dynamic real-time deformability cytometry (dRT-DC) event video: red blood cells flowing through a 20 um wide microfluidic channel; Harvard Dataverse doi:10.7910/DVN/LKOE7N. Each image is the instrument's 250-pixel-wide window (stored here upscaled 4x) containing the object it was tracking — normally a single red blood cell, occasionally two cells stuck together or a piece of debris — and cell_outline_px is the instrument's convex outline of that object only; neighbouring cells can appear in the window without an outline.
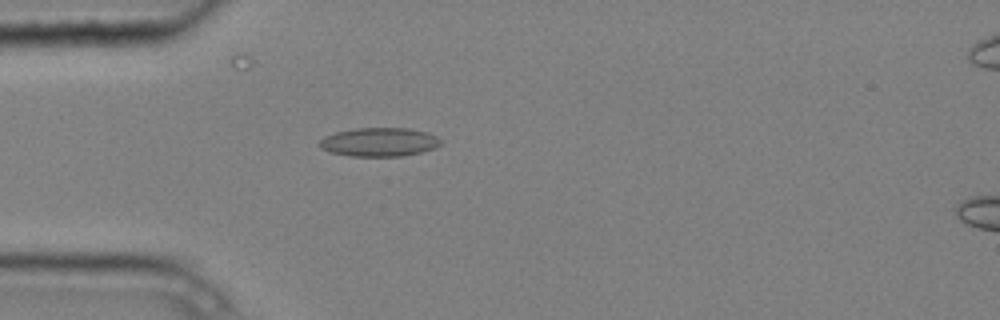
{"species": "common noctule bat (a hibernating species)", "species_latin": "Nyctalus noctula", "temperature_condition": "cold", "stored_images_in_passage": 3, "camera_frame_rate_fps": 3000, "um_per_image_px": 0.085, "animal": {"sex": "male", "body_mass_g": 20.4}, "frame": {"image": 1, "passage_image": 3, "time_ms": 0.667, "image_size_px": [1000, 320], "cell_outline_px": [[440, 144], [436, 148], [420, 152], [400, 156], [352, 156], [332, 152], [320, 148], [316, 144], [324, 136], [336, 132], [356, 128], [408, 128], [428, 132], [436, 136], [440, 140]], "centroid_in_image_um": [32.22, 12.07], "position_along_channel_um": 52.8, "area_um2": 20.29}}